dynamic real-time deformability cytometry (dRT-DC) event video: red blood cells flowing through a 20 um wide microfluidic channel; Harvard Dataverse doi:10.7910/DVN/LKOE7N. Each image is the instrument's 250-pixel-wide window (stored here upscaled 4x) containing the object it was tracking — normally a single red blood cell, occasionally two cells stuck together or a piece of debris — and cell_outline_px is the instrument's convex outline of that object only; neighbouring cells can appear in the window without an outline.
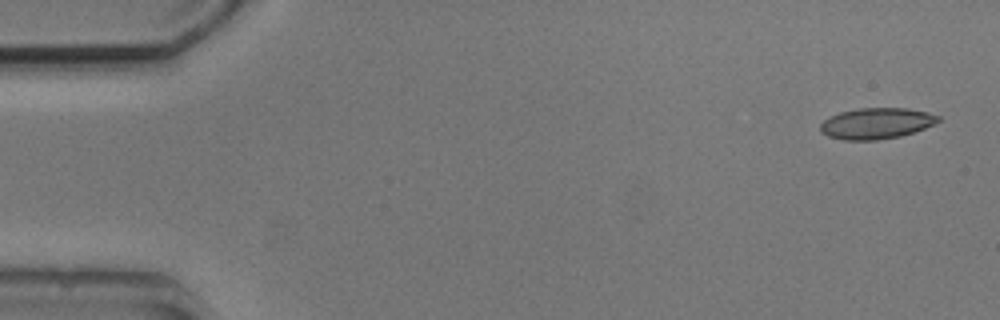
{"species": "common noctule bat (a hibernating species)", "species_latin": "Nyctalus noctula", "temperature_condition": "cold", "stored_images_in_passage": 4, "segment_of_instrument_passage": [2, 2], "camera_frame_rate_fps": 3000, "um_per_image_px": 0.085, "animal": {"sex": "male", "body_mass_g": 20.5, "forearm_length_mm": 52.5}, "frame": {"image": 1, "passage_image": 4, "time_ms": 4.333, "image_size_px": [1000, 320], "cell_outline_px": [[940, 120], [924, 128], [900, 136], [876, 140], [844, 140], [828, 136], [820, 132], [820, 124], [824, 120], [840, 112], [860, 108], [908, 108], [928, 112], [940, 116]], "centroid_in_image_um": [74.48, 10.48], "position_along_channel_um": 10.5, "area_um2": 21.15}}